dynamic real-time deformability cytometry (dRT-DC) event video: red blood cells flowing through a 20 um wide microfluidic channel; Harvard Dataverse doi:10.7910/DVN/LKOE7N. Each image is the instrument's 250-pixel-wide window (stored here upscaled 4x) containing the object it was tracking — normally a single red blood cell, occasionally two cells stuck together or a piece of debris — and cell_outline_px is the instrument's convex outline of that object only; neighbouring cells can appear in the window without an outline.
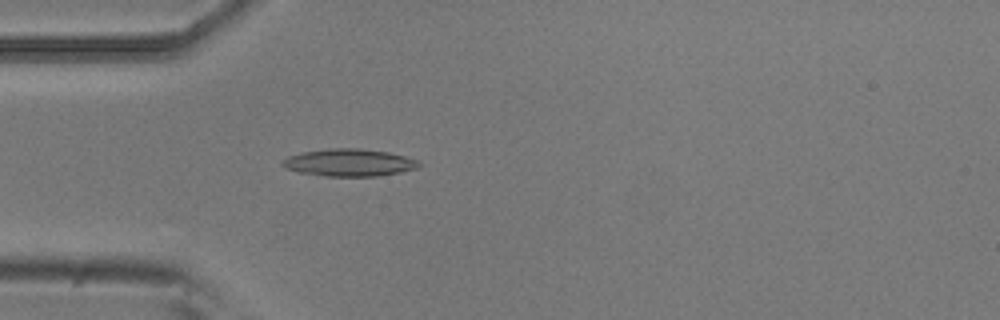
{"species": "common noctule bat (a hibernating species)", "species_latin": "Nyctalus noctula", "temperature_condition": "room temperature", "stored_images_in_passage": 46, "camera_frame_rate_fps": 3000, "um_per_image_px": 0.085, "animal": {"sex": "male", "body_mass_g": 20.5, "forearm_length_mm": 52.5}, "frame": {"image": 1, "passage_image": 8, "time_ms": 2.333, "image_size_px": [1000, 320], "cell_outline_px": [[420, 164], [416, 168], [400, 172], [376, 176], [324, 176], [300, 172], [284, 168], [280, 164], [280, 160], [288, 156], [300, 152], [328, 148], [360, 148], [388, 152], [404, 156], [416, 160]], "centroid_in_image_um": [29.59, 13.81], "position_along_channel_um": 55.4, "area_um2": 21.79}}
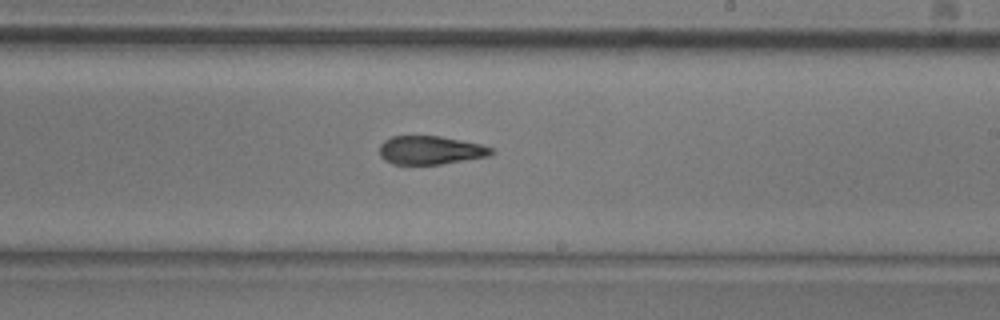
{"frame": {"image": 2, "passage_image": 24, "time_ms": 7.667, "image_size_px": [1000, 320], "cell_outline_px": [[496, 152], [488, 156], [440, 164], [392, 164], [384, 160], [380, 156], [380, 144], [384, 140], [392, 136], [440, 136], [480, 144], [492, 148]], "centroid_in_image_um": [36.56, 12.76], "position_along_channel_um": 252.4, "area_um2": 18.5}}
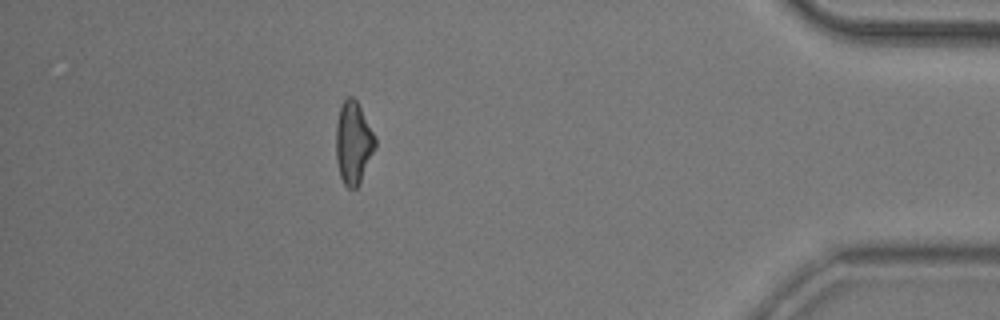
{"frame": {"image": 3, "passage_image": 40, "time_ms": 13.0, "image_size_px": [1000, 320], "cell_outline_px": [[376, 148], [360, 184], [356, 188], [348, 188], [344, 184], [340, 176], [336, 160], [336, 124], [340, 108], [344, 100], [348, 96], [352, 96], [356, 100], [376, 136]], "centroid_in_image_um": [30.05, 12.16], "position_along_channel_um": 405.2, "area_um2": 19.02}, "authors_computed_cell_mechanics": {"area_um2": 19.4786, "velocity_mm_per_s": 3.7714, "shape_relaxation_time_tau1_ms": 9.392, "shape_relaxation_time_tau2_ms": 2.784, "deformation_change_tau1": 0.2422, "deformation_change_tau2": 0.1256}}